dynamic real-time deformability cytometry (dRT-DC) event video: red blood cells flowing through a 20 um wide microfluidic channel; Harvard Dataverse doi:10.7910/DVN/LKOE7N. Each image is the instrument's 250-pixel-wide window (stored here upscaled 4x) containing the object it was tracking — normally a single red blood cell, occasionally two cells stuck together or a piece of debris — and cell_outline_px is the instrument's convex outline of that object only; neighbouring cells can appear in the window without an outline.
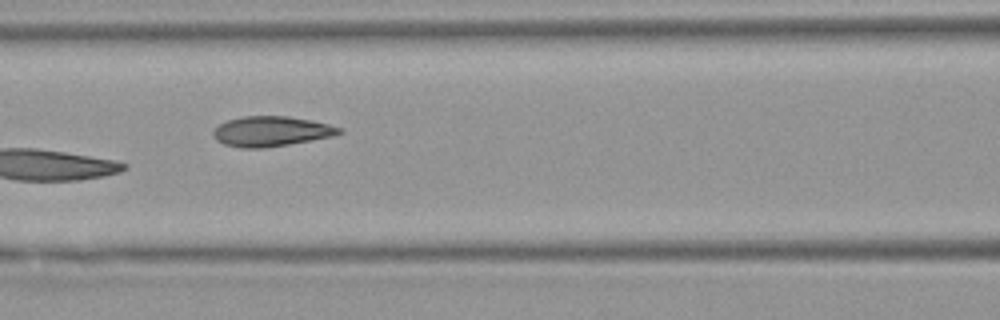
{"species": "Egyptian fruit bat (a non-hibernating species)", "species_latin": "Rousettus aegyptiacus", "temperature_condition": "warm", "stored_images_in_passage": 7, "camera_frame_rate_fps": 3000, "um_per_image_px": 0.085, "animal": {"sex": "female"}, "frame": {"image": 1, "passage_image": 7, "time_ms": 7.333, "image_size_px": [1000, 320], "cell_outline_px": [[344, 132], [332, 136], [288, 144], [264, 148], [240, 148], [224, 144], [216, 140], [212, 136], [212, 132], [220, 124], [228, 120], [244, 116], [288, 116], [312, 120], [344, 128]], "centroid_in_image_um": [23.06, 11.16], "position_along_channel_um": 143.5, "area_um2": 22.08}}